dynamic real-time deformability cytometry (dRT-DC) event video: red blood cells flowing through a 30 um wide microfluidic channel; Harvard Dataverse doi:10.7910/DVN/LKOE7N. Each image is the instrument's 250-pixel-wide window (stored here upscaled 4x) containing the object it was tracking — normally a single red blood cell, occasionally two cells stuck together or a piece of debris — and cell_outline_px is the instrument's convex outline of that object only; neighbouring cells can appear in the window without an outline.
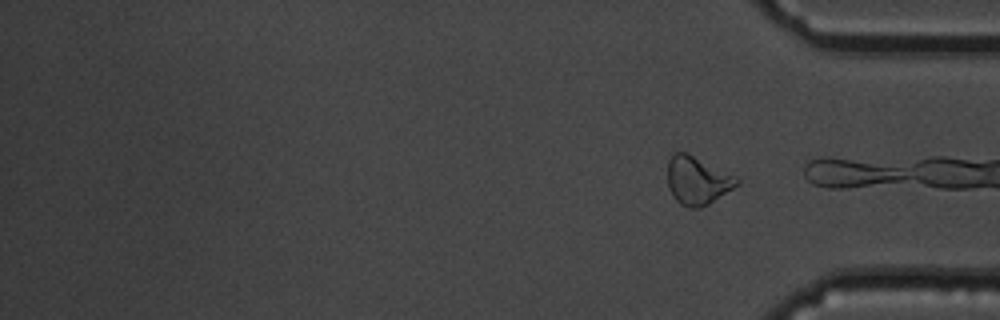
{"species": "common noctule bat (a hibernating species)", "species_latin": "Nyctalus noctula", "temperature_condition": "cold", "stored_images_in_passage": 16, "camera_frame_rate_fps": 3000, "um_per_image_px": 0.085, "animal": {"sex": "male", "body_mass_g": 19.5, "forearm_length_mm": 54.6}, "frame": {"image": 1, "passage_image": 16, "time_ms": 19.0, "image_size_px": [1000, 320], "cell_outline_px": [[740, 184], [708, 204], [700, 208], [688, 208], [680, 204], [676, 200], [668, 188], [668, 160], [672, 152], [688, 152], [736, 176], [740, 180]], "centroid_in_image_um": [59.27, 15.33], "position_along_channel_um": 375.9, "area_um2": 19.65}}